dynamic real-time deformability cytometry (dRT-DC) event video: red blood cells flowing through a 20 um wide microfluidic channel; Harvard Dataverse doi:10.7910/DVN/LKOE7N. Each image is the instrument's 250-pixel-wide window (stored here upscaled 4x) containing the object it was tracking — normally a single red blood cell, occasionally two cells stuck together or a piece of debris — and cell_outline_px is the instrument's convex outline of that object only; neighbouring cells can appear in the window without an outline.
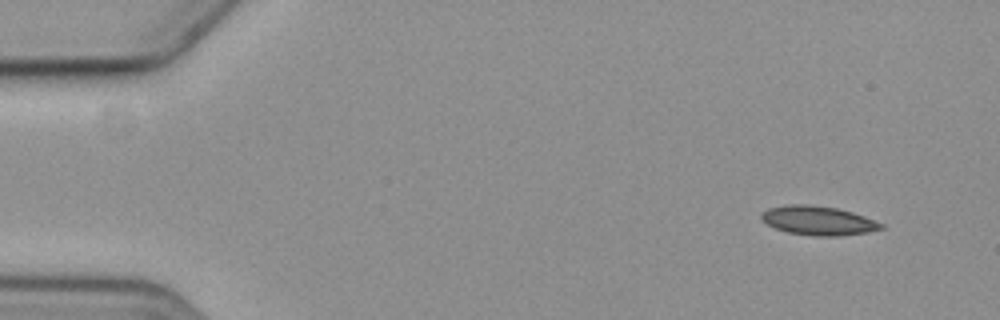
{"species": "common noctule bat (a hibernating species)", "species_latin": "Nyctalus noctula", "temperature_condition": "cold", "stored_images_in_passage": 6, "segment_of_instrument_passage": [2, 2], "camera_frame_rate_fps": 3000, "um_per_image_px": 0.085, "animal": {"sex": "female", "body_mass_g": 19.3, "forearm_length_mm": 54.1}, "frame": {"image": 1, "passage_image": 6, "time_ms": 7.0, "image_size_px": [1000, 320], "cell_outline_px": [[884, 228], [868, 232], [840, 236], [812, 236], [788, 232], [776, 228], [768, 224], [760, 216], [768, 208], [792, 204], [808, 204], [836, 208], [852, 212], [864, 216], [884, 224]], "centroid_in_image_um": [69.58, 18.75], "position_along_channel_um": 15.4, "area_um2": 20.11}}